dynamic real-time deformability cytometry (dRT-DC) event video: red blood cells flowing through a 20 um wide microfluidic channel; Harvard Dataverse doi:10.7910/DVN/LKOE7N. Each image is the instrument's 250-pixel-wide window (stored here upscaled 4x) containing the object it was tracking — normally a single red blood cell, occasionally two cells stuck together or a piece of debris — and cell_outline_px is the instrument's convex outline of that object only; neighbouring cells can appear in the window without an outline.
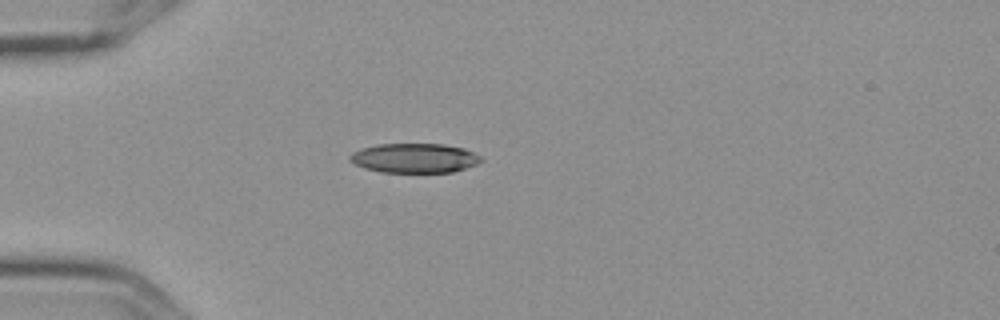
{"species": "Egyptian fruit bat (a non-hibernating species)", "species_latin": "Rousettus aegyptiacus", "temperature_condition": "cold", "stored_images_in_passage": 4, "camera_frame_rate_fps": 3000, "um_per_image_px": 0.085, "frame": {"image": 1, "passage_image": 1, "time_ms": 0.0, "image_size_px": [1000, 320], "cell_outline_px": [[480, 160], [476, 164], [452, 172], [380, 172], [364, 168], [356, 164], [348, 156], [352, 152], [364, 148], [380, 144], [444, 144], [464, 148], [480, 156]], "centroid_in_image_um": [35.22, 13.43], "position_along_channel_um": 49.8, "area_um2": 22.2}}
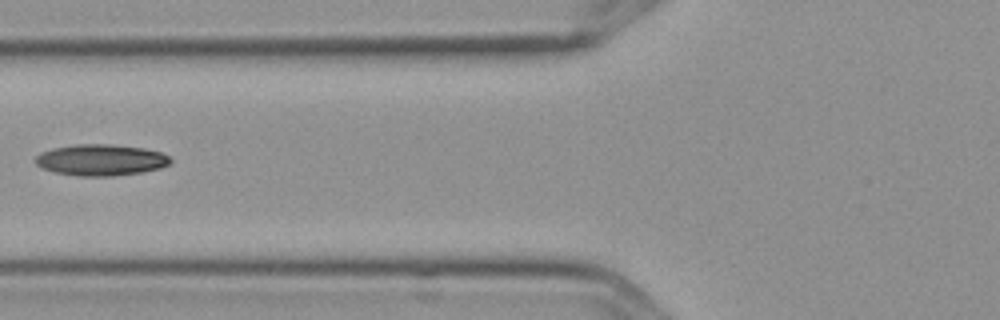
{"frame": {"image": 2, "passage_image": 3, "time_ms": 0.667, "image_size_px": [1000, 320], "cell_outline_px": [[172, 160], [168, 164], [160, 168], [144, 172], [112, 176], [80, 176], [52, 172], [40, 168], [36, 164], [36, 156], [40, 152], [52, 148], [76, 144], [112, 144], [144, 148], [160, 152], [168, 156]], "centroid_in_image_um": [8.54, 13.6], "position_along_channel_um": 117.3, "area_um2": 24.8}}
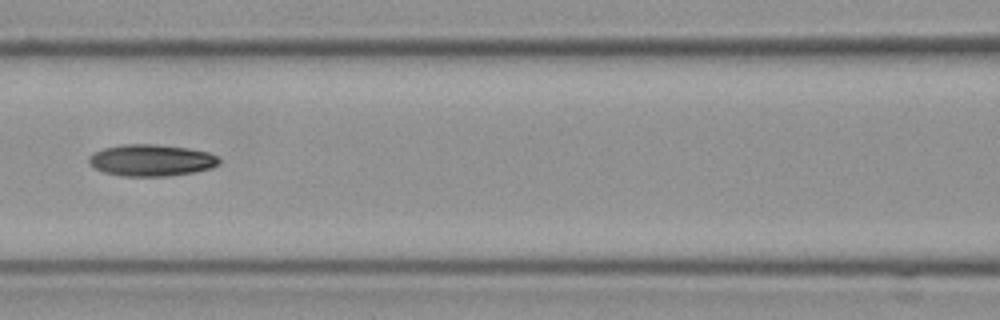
{"frame": {"image": 3, "passage_image": 4, "time_ms": 1.0, "image_size_px": [1000, 320], "cell_outline_px": [[220, 164], [212, 168], [192, 172], [168, 176], [120, 176], [104, 172], [88, 164], [88, 156], [92, 152], [104, 148], [120, 144], [156, 144], [188, 148], [208, 152], [216, 156], [220, 160]], "centroid_in_image_um": [12.83, 13.62], "position_along_channel_um": 153.8, "area_um2": 24.22}}